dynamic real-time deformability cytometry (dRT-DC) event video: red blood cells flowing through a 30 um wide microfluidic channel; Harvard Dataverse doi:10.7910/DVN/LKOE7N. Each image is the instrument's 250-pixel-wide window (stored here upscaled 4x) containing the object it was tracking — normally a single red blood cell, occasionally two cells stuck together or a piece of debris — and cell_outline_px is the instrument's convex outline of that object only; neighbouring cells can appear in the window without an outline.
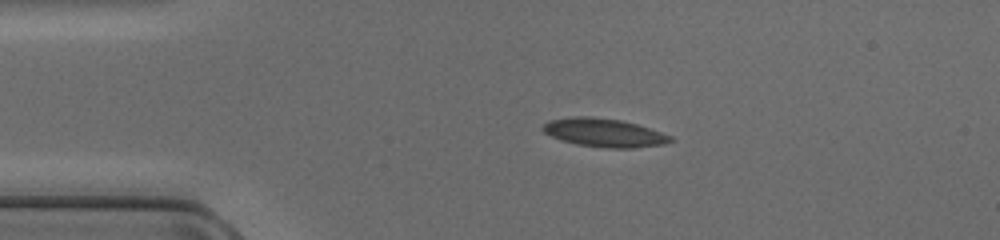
{"species": "common noctule bat (a hibernating species)", "species_latin": "Nyctalus noctula", "temperature_condition": "cold", "stored_images_in_passage": 39, "camera_frame_rate_fps": 3000, "um_per_image_px": 0.085, "animal": {"sex": "female", "body_mass_g": 17.0, "forearm_length_mm": 48.0}, "frame": {"image": 1, "passage_image": 1, "time_ms": 0.0, "image_size_px": [1000, 240], "cell_outline_px": [[672, 140], [664, 144], [632, 148], [604, 148], [576, 144], [560, 140], [544, 132], [540, 128], [548, 120], [568, 116], [588, 116], [620, 120], [636, 124], [672, 136]], "centroid_in_image_um": [51.28, 11.27], "position_along_channel_um": 33.7, "area_um2": 21.15}}
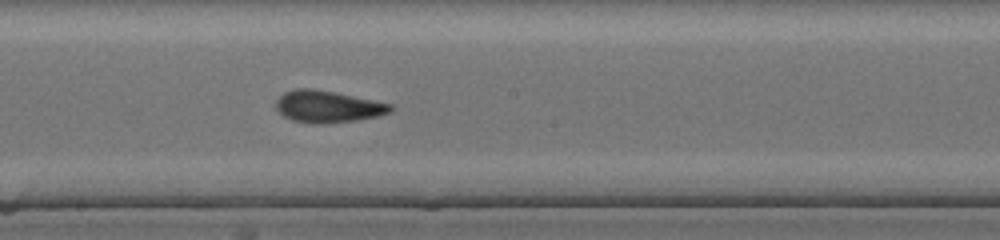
{"frame": {"image": 2, "passage_image": 17, "time_ms": 5.333, "image_size_px": [1000, 240], "cell_outline_px": [[392, 108], [388, 112], [376, 116], [356, 120], [324, 124], [316, 124], [292, 120], [284, 116], [276, 108], [276, 100], [284, 92], [296, 88], [312, 88], [336, 92], [392, 104]], "centroid_in_image_um": [27.82, 9.05], "position_along_channel_um": 220.4, "area_um2": 21.15}}
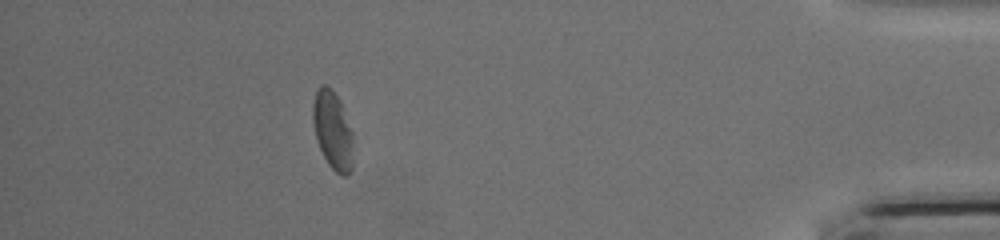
{"frame": {"image": 3, "passage_image": 34, "time_ms": 11.0, "image_size_px": [1000, 240], "cell_outline_px": [[352, 168], [348, 176], [340, 176], [328, 164], [316, 140], [312, 120], [312, 104], [316, 88], [320, 84], [324, 84], [332, 88], [340, 104], [352, 132]], "centroid_in_image_um": [28.24, 11.08], "position_along_channel_um": 407.0, "area_um2": 18.38}}